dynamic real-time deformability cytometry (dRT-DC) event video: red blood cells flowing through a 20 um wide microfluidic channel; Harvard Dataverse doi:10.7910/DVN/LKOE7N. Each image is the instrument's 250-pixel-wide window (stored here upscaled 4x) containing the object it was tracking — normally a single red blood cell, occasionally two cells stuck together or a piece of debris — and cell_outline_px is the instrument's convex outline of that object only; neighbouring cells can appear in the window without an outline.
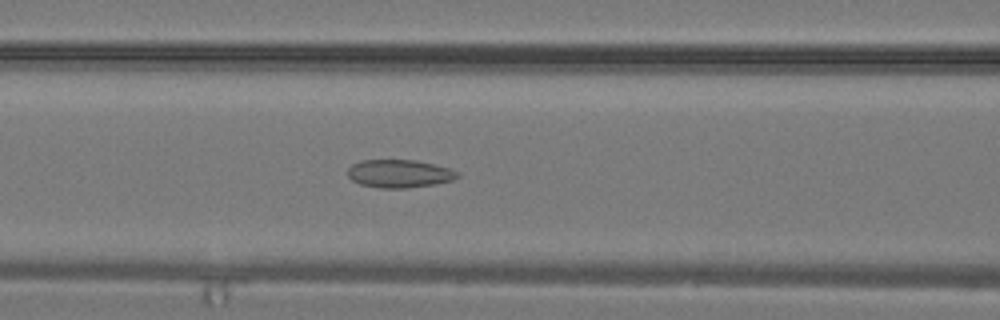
{"species": "common noctule bat (a hibernating species)", "species_latin": "Nyctalus noctula", "temperature_condition": "warm", "stored_images_in_passage": 34, "segment_of_instrument_passage": [1, 2], "camera_frame_rate_fps": 3000, "um_per_image_px": 0.085, "animal": {"sex": "male", "body_mass_g": 19.2, "forearm_length_mm": 51.8}, "frame": {"image": 1, "passage_image": 14, "time_ms": 4.333, "image_size_px": [1000, 320], "cell_outline_px": [[460, 176], [452, 180], [436, 184], [408, 188], [380, 188], [360, 184], [352, 180], [348, 176], [348, 168], [352, 164], [360, 160], [416, 160], [448, 168], [456, 172]], "centroid_in_image_um": [33.91, 14.76], "position_along_channel_um": 132.7, "area_um2": 17.86}}
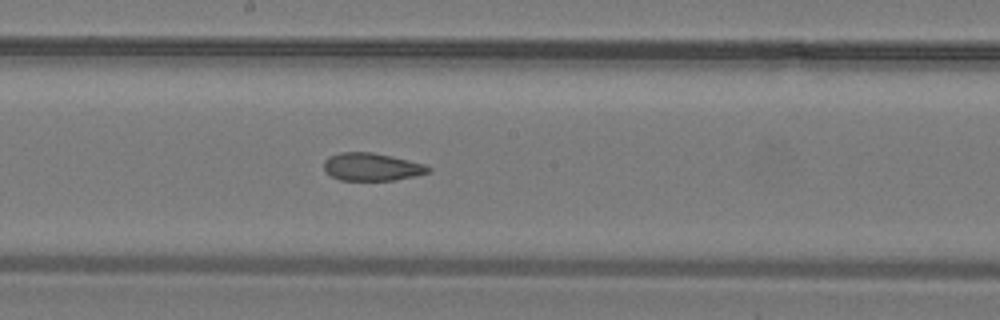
{"frame": {"image": 2, "passage_image": 18, "time_ms": 5.667, "image_size_px": [1000, 320], "cell_outline_px": [[432, 172], [396, 180], [340, 180], [332, 176], [324, 168], [324, 160], [328, 156], [340, 152], [372, 152], [392, 156], [424, 164], [432, 168]], "centroid_in_image_um": [31.62, 14.18], "position_along_channel_um": 216.6, "area_um2": 16.94}}
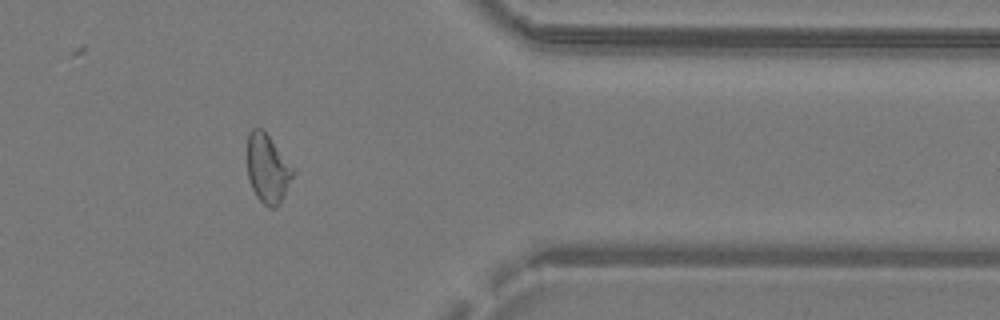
{"frame": {"image": 3, "passage_image": 27, "time_ms": 8.667, "image_size_px": [1000, 320], "cell_outline_px": [[296, 172], [276, 208], [268, 208], [256, 196], [248, 180], [248, 132], [252, 128], [260, 128], [268, 136]], "centroid_in_image_um": [22.73, 14.36], "position_along_channel_um": 388.7, "area_um2": 17.92}}